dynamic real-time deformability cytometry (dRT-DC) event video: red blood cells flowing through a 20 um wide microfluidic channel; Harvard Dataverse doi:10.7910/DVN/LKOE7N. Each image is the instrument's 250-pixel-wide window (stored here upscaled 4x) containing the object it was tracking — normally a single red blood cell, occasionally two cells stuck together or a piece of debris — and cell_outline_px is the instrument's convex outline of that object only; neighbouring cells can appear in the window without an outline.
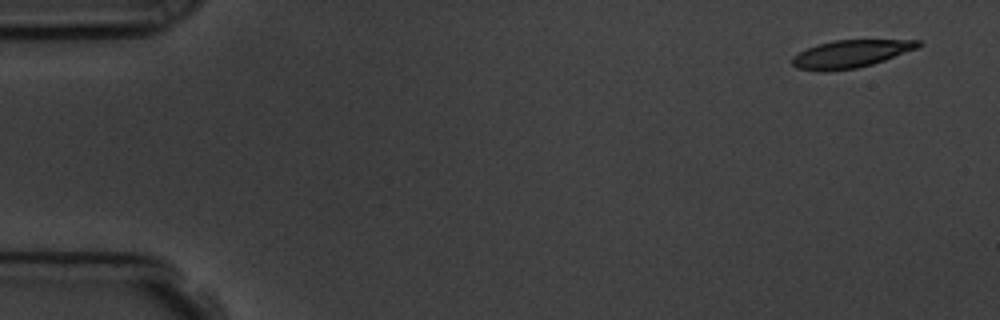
{"species": "common noctule bat (a hibernating species)", "species_latin": "Nyctalus noctula", "temperature_condition": "room temperature", "stored_images_in_passage": 4, "camera_frame_rate_fps": 3000, "um_per_image_px": 0.085, "animal": {"sex": "male", "body_mass_g": 19.5, "forearm_length_mm": 54.6}, "frame": {"image": 1, "passage_image": 1, "time_ms": 0.0, "image_size_px": [1000, 320], "cell_outline_px": [[924, 44], [916, 48], [884, 60], [872, 64], [856, 68], [824, 72], [816, 72], [796, 68], [792, 64], [792, 56], [816, 44], [836, 40], [920, 40]], "centroid_in_image_um": [72.26, 4.59], "position_along_channel_um": 12.7, "area_um2": 20.29}}
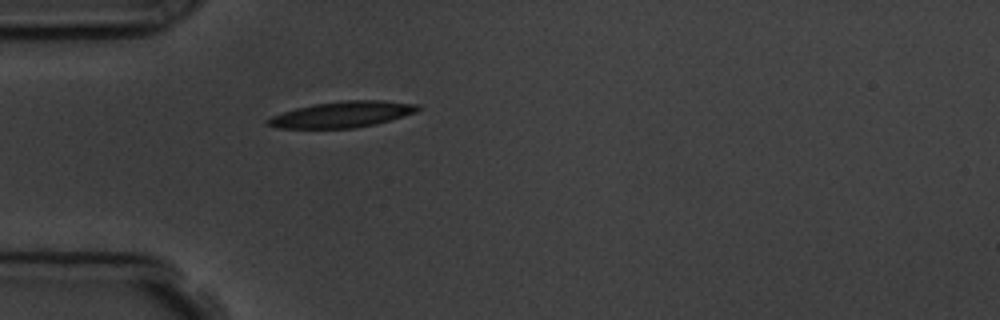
{"frame": {"image": 2, "passage_image": 4, "time_ms": 4.333, "image_size_px": [1000, 320], "cell_outline_px": [[420, 108], [416, 112], [376, 124], [356, 128], [280, 128], [264, 124], [264, 120], [272, 116], [296, 108], [312, 104], [344, 100], [384, 100], [420, 104]], "centroid_in_image_um": [29.08, 9.72], "position_along_channel_um": 55.9, "area_um2": 22.83}}